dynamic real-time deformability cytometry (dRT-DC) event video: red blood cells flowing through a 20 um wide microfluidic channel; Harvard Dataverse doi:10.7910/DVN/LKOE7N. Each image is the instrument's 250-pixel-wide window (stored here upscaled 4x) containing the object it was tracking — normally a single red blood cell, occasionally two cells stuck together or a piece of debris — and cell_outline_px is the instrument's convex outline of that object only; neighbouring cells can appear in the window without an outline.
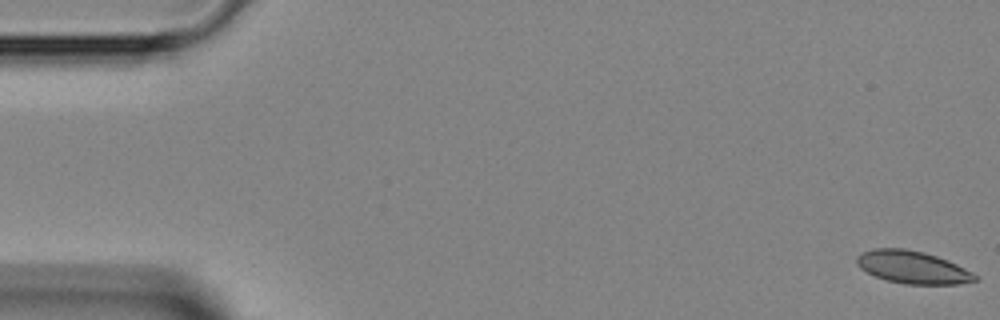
{"species": "Egyptian fruit bat (a non-hibernating species)", "species_latin": "Rousettus aegyptiacus", "temperature_condition": "room temperature", "stored_images_in_passage": 46, "camera_frame_rate_fps": 3000, "um_per_image_px": 0.085, "animal": {"sex": "female"}, "frame": {"image": 1, "passage_image": 1, "time_ms": 0.0, "image_size_px": [1000, 320], "cell_outline_px": [[976, 280], [960, 284], [904, 284], [884, 280], [860, 268], [856, 264], [856, 256], [872, 248], [904, 248], [924, 252], [948, 260], [972, 272], [976, 276]], "centroid_in_image_um": [77.54, 22.71], "position_along_channel_um": 7.5, "area_um2": 22.43}}
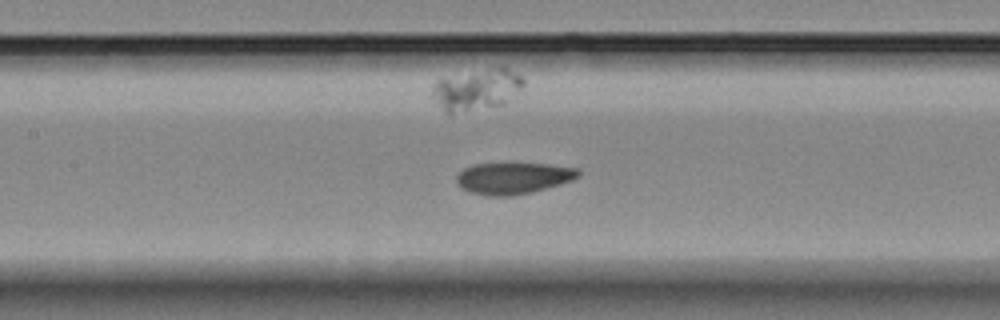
{"frame": {"image": 2, "passage_image": 21, "time_ms": 6.667, "image_size_px": [1000, 320], "cell_outline_px": [[580, 176], [572, 180], [560, 184], [532, 192], [512, 196], [488, 196], [472, 192], [460, 188], [456, 180], [456, 176], [464, 168], [472, 164], [512, 160], [548, 164], [580, 168]], "centroid_in_image_um": [43.63, 15.08], "position_along_channel_um": 163.8, "area_um2": 23.47}}
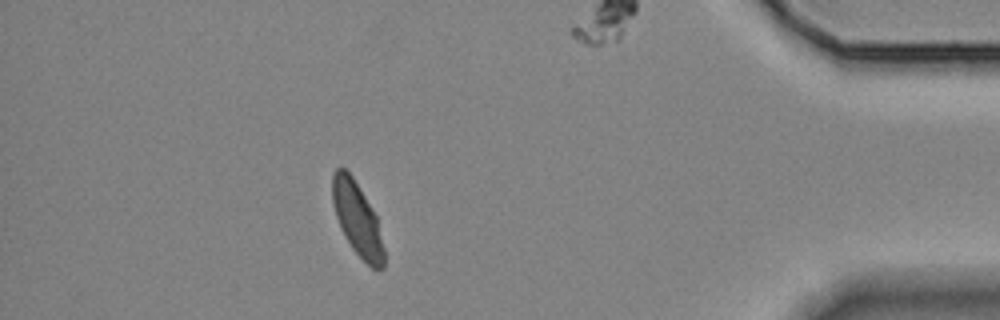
{"frame": {"image": 3, "passage_image": 41, "time_ms": 13.333, "image_size_px": [1000, 320], "cell_outline_px": [[384, 268], [372, 268], [352, 248], [340, 228], [332, 204], [332, 172], [340, 164], [352, 176], [376, 216], [384, 248]], "centroid_in_image_um": [30.33, 18.58], "position_along_channel_um": 404.9, "area_um2": 21.79}}